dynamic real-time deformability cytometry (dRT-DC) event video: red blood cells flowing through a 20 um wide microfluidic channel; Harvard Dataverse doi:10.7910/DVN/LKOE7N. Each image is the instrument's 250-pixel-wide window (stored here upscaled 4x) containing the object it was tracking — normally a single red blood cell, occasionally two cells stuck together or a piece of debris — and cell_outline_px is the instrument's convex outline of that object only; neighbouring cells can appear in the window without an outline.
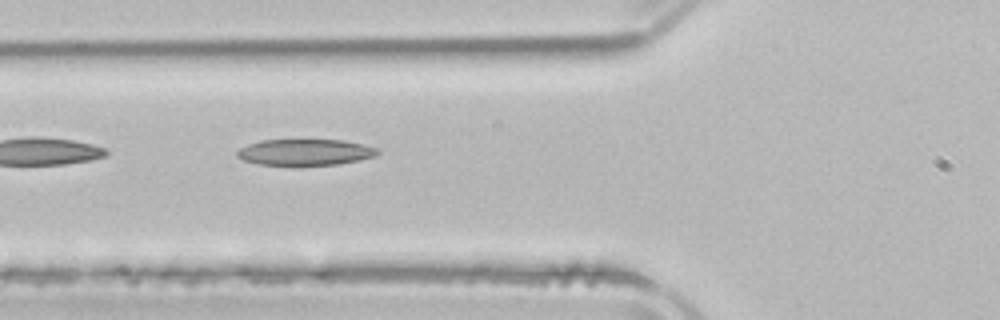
{"species": "common noctule bat (a hibernating species)", "species_latin": "Nyctalus noctula", "temperature_condition": "room temperature", "stored_images_in_passage": 4, "camera_frame_rate_fps": 3000, "um_per_image_px": 0.085, "animal": {"sex": "male", "body_mass_g": 21.5, "forearm_length_mm": 52.0}, "frame": {"image": 1, "passage_image": 4, "time_ms": 4.333, "image_size_px": [1000, 320], "cell_outline_px": [[380, 152], [376, 156], [360, 160], [336, 164], [260, 164], [244, 160], [236, 156], [236, 152], [240, 148], [248, 144], [260, 140], [300, 136], [344, 140], [364, 144], [376, 148]], "centroid_in_image_um": [25.94, 12.86], "position_along_channel_um": 99.9, "area_um2": 22.37}}